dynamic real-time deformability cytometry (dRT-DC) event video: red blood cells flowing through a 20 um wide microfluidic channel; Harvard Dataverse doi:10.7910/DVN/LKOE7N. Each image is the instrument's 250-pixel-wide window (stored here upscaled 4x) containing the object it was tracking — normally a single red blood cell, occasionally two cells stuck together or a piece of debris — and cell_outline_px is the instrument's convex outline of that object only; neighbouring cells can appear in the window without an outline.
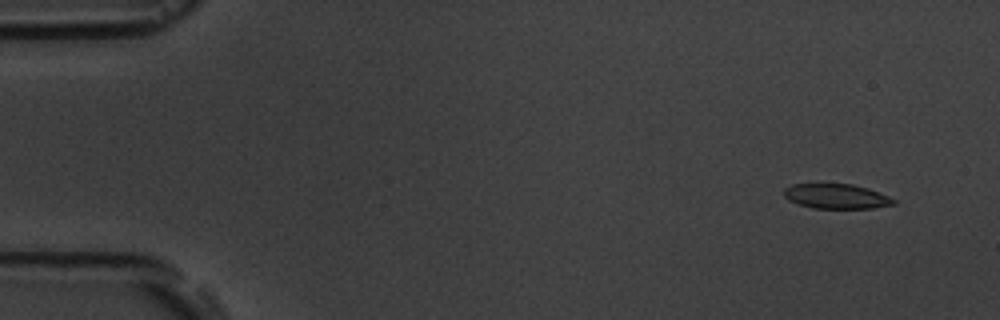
{"species": "common noctule bat (a hibernating species)", "species_latin": "Nyctalus noctula", "temperature_condition": "room temperature", "stored_images_in_passage": 4, "camera_frame_rate_fps": 3000, "um_per_image_px": 0.085, "animal": {"sex": "male", "body_mass_g": 19.5, "forearm_length_mm": 54.6}, "frame": {"image": 1, "passage_image": 1, "time_ms": 0.0, "image_size_px": [1000, 320], "cell_outline_px": [[896, 204], [872, 208], [812, 208], [788, 200], [784, 196], [784, 188], [792, 184], [820, 180], [852, 184], [868, 188], [888, 196], [896, 200]], "centroid_in_image_um": [71.02, 16.62], "position_along_channel_um": 14.0, "area_um2": 16.65}}